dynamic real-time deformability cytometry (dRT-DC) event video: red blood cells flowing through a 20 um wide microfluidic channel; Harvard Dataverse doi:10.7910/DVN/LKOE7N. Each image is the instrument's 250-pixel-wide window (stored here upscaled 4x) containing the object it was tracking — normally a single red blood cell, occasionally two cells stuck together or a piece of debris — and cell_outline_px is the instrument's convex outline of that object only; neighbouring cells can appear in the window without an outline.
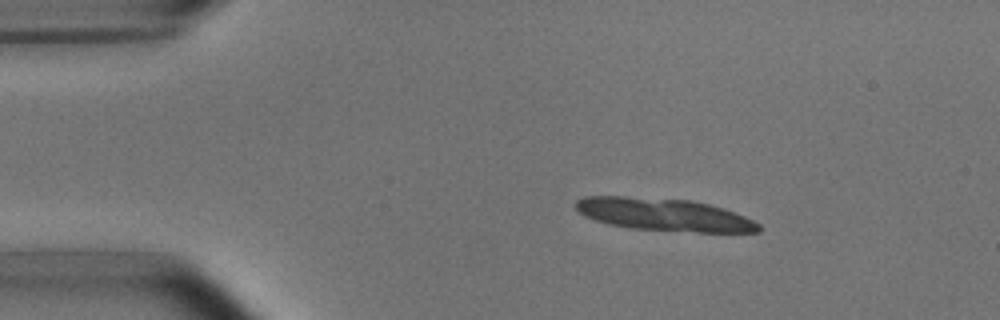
{"species": "common noctule bat (a hibernating species)", "species_latin": "Nyctalus noctula", "temperature_condition": "room temperature", "stored_images_in_passage": 4, "camera_frame_rate_fps": 3000, "um_per_image_px": 0.085, "animal": {"sex": "male", "body_mass_g": 15.6}, "frame": {"image": 1, "passage_image": 2, "time_ms": 1.333, "image_size_px": [1000, 320], "cell_outline_px": [[760, 232], [696, 232], [632, 228], [608, 224], [584, 216], [576, 208], [576, 200], [584, 196], [624, 196], [692, 200], [724, 208], [744, 216], [760, 224]], "centroid_in_image_um": [56.44, 18.23], "position_along_channel_um": 28.6, "area_um2": 34.62}}